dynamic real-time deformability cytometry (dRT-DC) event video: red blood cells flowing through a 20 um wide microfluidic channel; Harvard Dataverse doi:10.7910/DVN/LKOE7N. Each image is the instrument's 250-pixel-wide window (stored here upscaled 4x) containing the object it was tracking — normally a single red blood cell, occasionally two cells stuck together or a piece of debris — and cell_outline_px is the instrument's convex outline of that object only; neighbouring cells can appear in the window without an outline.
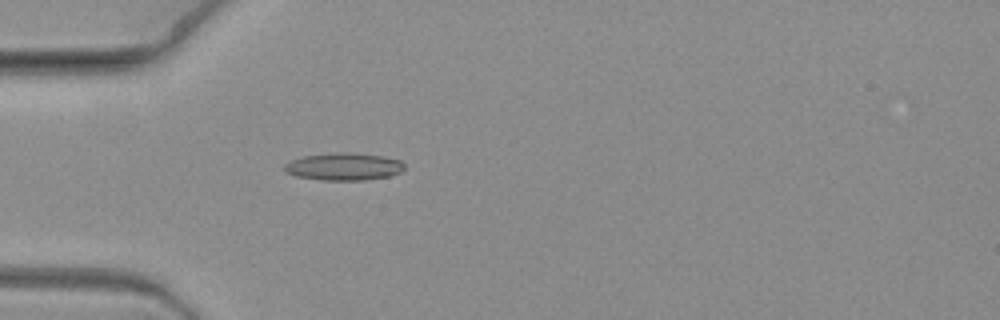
{"species": "common noctule bat (a hibernating species)", "species_latin": "Nyctalus noctula", "temperature_condition": "warm", "stored_images_in_passage": 6, "camera_frame_rate_fps": 3000, "um_per_image_px": 0.085, "animal": {"sex": "female", "body_mass_g": 19.3, "forearm_length_mm": 54.1}, "frame": {"image": 1, "passage_image": 6, "time_ms": 1.667, "image_size_px": [1000, 320], "cell_outline_px": [[404, 168], [400, 172], [388, 176], [364, 180], [320, 180], [296, 176], [288, 172], [284, 168], [284, 164], [292, 160], [304, 156], [340, 152], [348, 152], [384, 156], [400, 160], [404, 164]], "centroid_in_image_um": [29.24, 14.16], "position_along_channel_um": 55.8, "area_um2": 19.02}}